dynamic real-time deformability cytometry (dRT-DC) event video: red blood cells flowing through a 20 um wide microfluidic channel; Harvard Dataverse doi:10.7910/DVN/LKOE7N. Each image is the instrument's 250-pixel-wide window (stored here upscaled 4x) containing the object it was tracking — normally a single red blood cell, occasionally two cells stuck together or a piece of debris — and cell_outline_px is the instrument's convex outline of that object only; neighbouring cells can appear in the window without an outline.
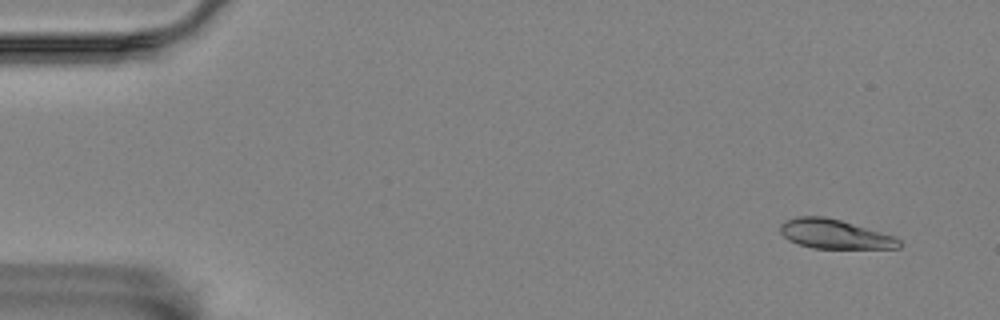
{"species": "Egyptian fruit bat (a non-hibernating species)", "species_latin": "Rousettus aegyptiacus", "temperature_condition": "room temperature", "stored_images_in_passage": 4, "camera_frame_rate_fps": 3000, "um_per_image_px": 0.085, "animal": {"sex": "female"}, "frame": {"image": 1, "passage_image": 1, "time_ms": 0.0, "image_size_px": [1000, 320], "cell_outline_px": [[900, 248], [812, 248], [788, 240], [780, 232], [780, 224], [796, 216], [824, 216], [840, 220], [892, 236], [900, 240]], "centroid_in_image_um": [70.89, 19.89], "position_along_channel_um": 14.1, "area_um2": 19.88}}
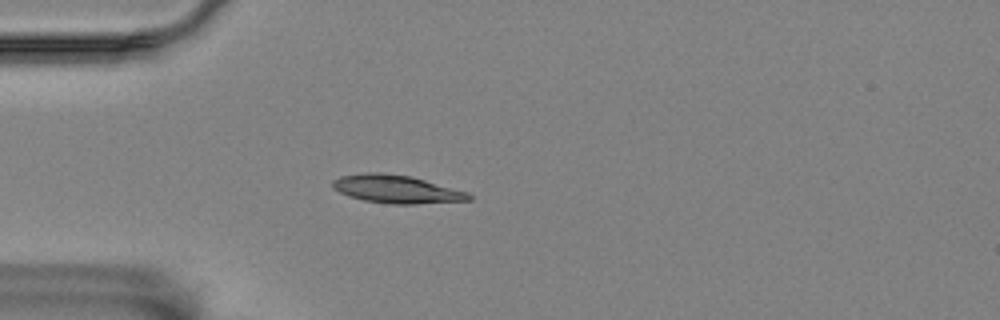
{"frame": {"image": 2, "passage_image": 4, "time_ms": 4.0, "image_size_px": [1000, 320], "cell_outline_px": [[472, 200], [416, 204], [392, 204], [364, 200], [348, 196], [332, 188], [332, 180], [340, 176], [368, 172], [380, 172], [412, 176], [468, 192], [472, 196]], "centroid_in_image_um": [33.7, 16.07], "position_along_channel_um": 51.3, "area_um2": 22.37}}